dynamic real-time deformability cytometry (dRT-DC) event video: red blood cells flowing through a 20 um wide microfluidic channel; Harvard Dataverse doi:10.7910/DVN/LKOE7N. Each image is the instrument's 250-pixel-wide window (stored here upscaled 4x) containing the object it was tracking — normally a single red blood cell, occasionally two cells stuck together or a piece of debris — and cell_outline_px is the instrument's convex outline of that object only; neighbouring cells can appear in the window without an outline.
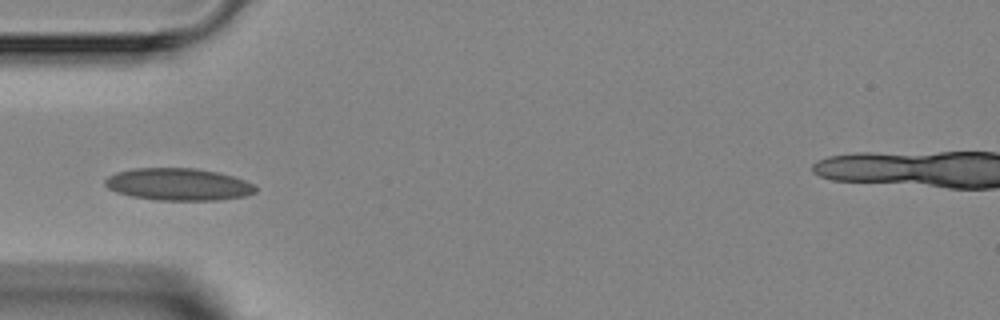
{"species": "Egyptian fruit bat (a non-hibernating species)", "species_latin": "Rousettus aegyptiacus", "temperature_condition": "room temperature", "stored_images_in_passage": 1, "camera_frame_rate_fps": 3000, "um_per_image_px": 0.085, "animal": {"sex": "female"}, "frame": {"image": 1, "passage_image": 1, "time_ms": 0.0, "image_size_px": [1000, 320], "cell_outline_px": [[256, 192], [244, 196], [216, 200], [156, 200], [132, 196], [116, 192], [108, 188], [104, 184], [104, 180], [108, 176], [116, 172], [132, 168], [196, 168], [216, 172], [232, 176], [256, 184]], "centroid_in_image_um": [15.14, 15.66], "position_along_channel_um": 69.9, "area_um2": 28.26}}